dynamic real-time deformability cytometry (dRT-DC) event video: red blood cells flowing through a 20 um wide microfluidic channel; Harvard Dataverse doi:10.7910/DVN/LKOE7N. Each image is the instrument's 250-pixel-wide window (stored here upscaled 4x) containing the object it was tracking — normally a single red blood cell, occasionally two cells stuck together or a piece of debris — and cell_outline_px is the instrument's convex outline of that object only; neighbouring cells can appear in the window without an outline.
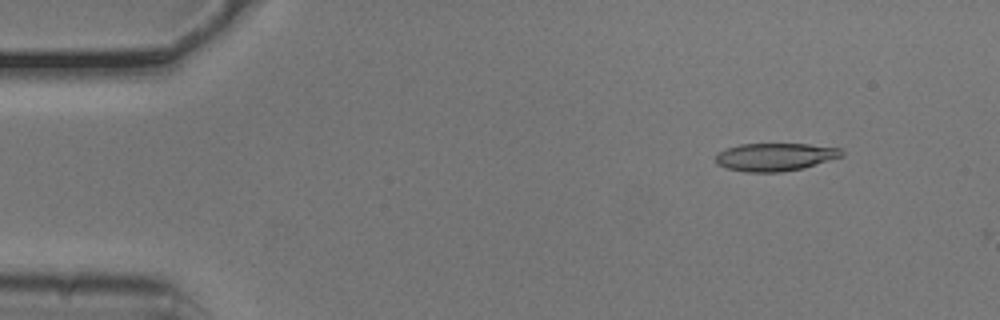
{"species": "common noctule bat (a hibernating species)", "species_latin": "Nyctalus noctula", "temperature_condition": "cold", "stored_images_in_passage": 53, "camera_frame_rate_fps": 3000, "um_per_image_px": 0.085, "animal": {"sex": "male", "body_mass_g": 20.5, "forearm_length_mm": 52.5}, "frame": {"image": 1, "passage_image": 6, "time_ms": 1.667, "image_size_px": [1000, 320], "cell_outline_px": [[844, 156], [804, 168], [780, 172], [744, 172], [728, 168], [716, 164], [716, 156], [720, 152], [728, 148], [740, 144], [808, 144], [840, 148], [844, 152]], "centroid_in_image_um": [65.92, 13.34], "position_along_channel_um": 19.1, "area_um2": 20.46}}
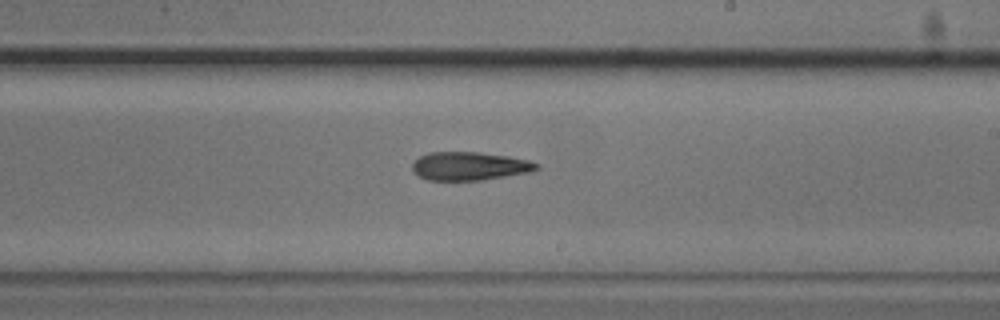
{"frame": {"image": 2, "passage_image": 31, "time_ms": 10.0, "image_size_px": [1000, 320], "cell_outline_px": [[540, 168], [532, 172], [480, 180], [428, 180], [420, 176], [412, 168], [412, 164], [420, 156], [428, 152], [480, 152], [508, 156], [528, 160], [540, 164]], "centroid_in_image_um": [39.96, 14.11], "position_along_channel_um": 249.0, "area_um2": 20.52}}
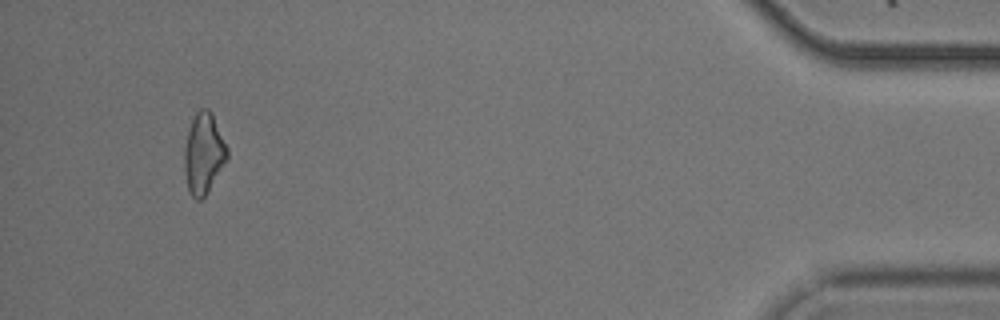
{"frame": {"image": 3, "passage_image": 50, "time_ms": 16.333, "image_size_px": [1000, 320], "cell_outline_px": [[228, 156], [208, 192], [200, 200], [196, 200], [188, 192], [184, 172], [184, 148], [188, 132], [192, 120], [196, 112], [200, 108], [208, 108], [212, 112], [228, 148]], "centroid_in_image_um": [17.3, 13.04], "position_along_channel_um": 417.9, "area_um2": 20.17}, "authors_computed_cell_mechanics": {"area_um2": 20.6346, "velocity_mm_per_s": 3.7918, "shape_relaxation_time_tau1_ms": null, "shape_relaxation_time_tau2_ms": 3.3257, "deformation_change_tau1": null, "deformation_change_tau2": 0.1442}}